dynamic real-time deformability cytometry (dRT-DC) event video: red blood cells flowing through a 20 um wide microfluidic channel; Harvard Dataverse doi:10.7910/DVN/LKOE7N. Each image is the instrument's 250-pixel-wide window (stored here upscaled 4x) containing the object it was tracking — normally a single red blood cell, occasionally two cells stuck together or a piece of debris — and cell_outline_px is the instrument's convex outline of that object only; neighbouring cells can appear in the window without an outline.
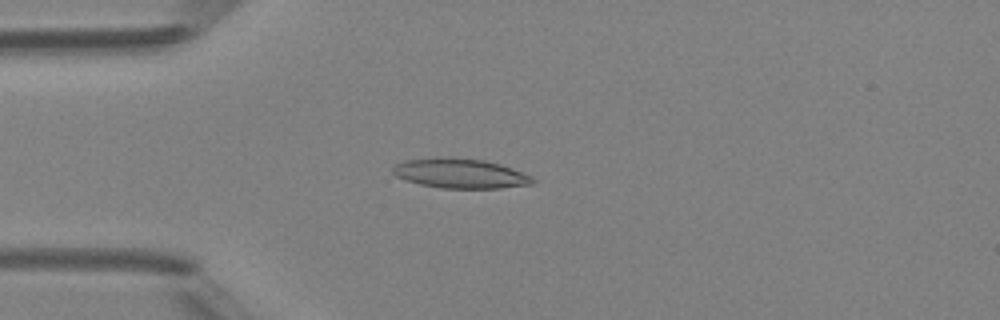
{"species": "Egyptian fruit bat (a non-hibernating species)", "species_latin": "Rousettus aegyptiacus", "temperature_condition": "room temperature", "stored_images_in_passage": 5, "camera_frame_rate_fps": 3000, "um_per_image_px": 0.085, "animal": {"sex": "female"}, "frame": {"image": 1, "passage_image": 4, "time_ms": 3.667, "image_size_px": [1000, 320], "cell_outline_px": [[536, 180], [532, 184], [500, 188], [440, 188], [420, 184], [396, 176], [392, 172], [392, 168], [396, 164], [404, 160], [436, 156], [448, 156], [484, 160], [500, 164], [512, 168], [532, 176]], "centroid_in_image_um": [39.11, 14.72], "position_along_channel_um": 45.9, "area_um2": 24.45}}